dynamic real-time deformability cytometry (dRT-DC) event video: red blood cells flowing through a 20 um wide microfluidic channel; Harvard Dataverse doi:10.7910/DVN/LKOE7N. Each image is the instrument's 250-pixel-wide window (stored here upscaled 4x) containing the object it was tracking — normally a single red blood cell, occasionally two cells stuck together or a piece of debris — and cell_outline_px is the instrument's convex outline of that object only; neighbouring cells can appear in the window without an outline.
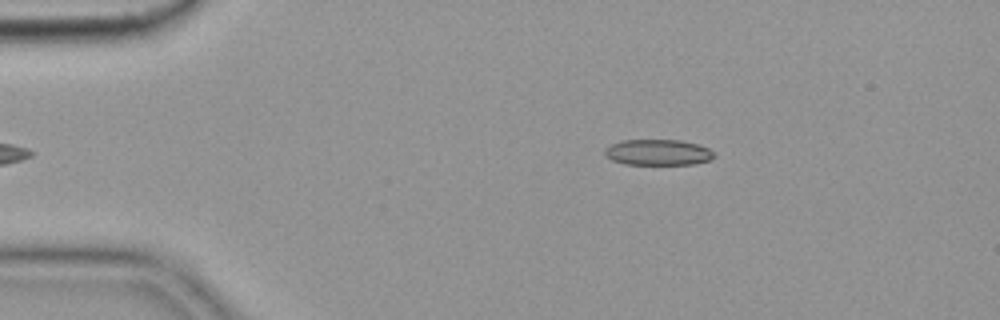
{"species": "common noctule bat (a hibernating species)", "species_latin": "Nyctalus noctula", "temperature_condition": "cold", "stored_images_in_passage": 47, "camera_frame_rate_fps": 3000, "um_per_image_px": 0.085, "animal": {"sex": "female", "body_mass_g": 19.9}, "frame": {"image": 1, "passage_image": 2, "time_ms": 0.333, "image_size_px": [1000, 320], "cell_outline_px": [[716, 156], [712, 160], [692, 164], [624, 164], [612, 160], [604, 152], [604, 148], [612, 144], [624, 140], [680, 140], [696, 144], [708, 148]], "centroid_in_image_um": [55.94, 12.95], "position_along_channel_um": 29.1, "area_um2": 16.36}}
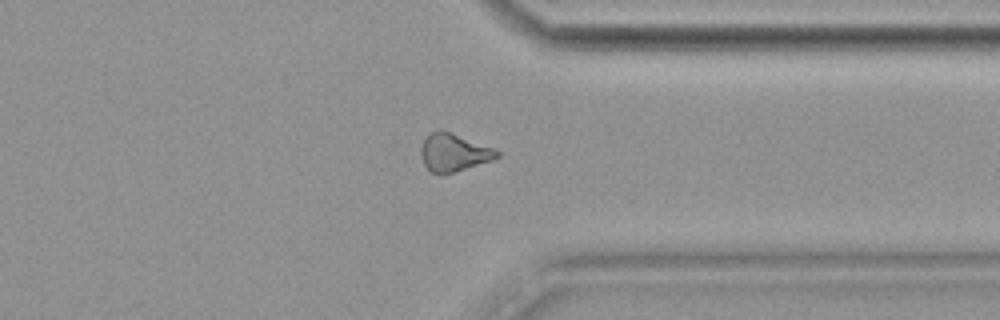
{"frame": {"image": 2, "passage_image": 35, "time_ms": 11.333, "image_size_px": [1000, 320], "cell_outline_px": [[500, 156], [492, 160], [440, 176], [432, 172], [424, 164], [420, 156], [420, 148], [424, 140], [432, 132], [440, 128], [492, 148], [500, 152]], "centroid_in_image_um": [38.53, 12.97], "position_along_channel_um": 372.9, "area_um2": 16.59}}
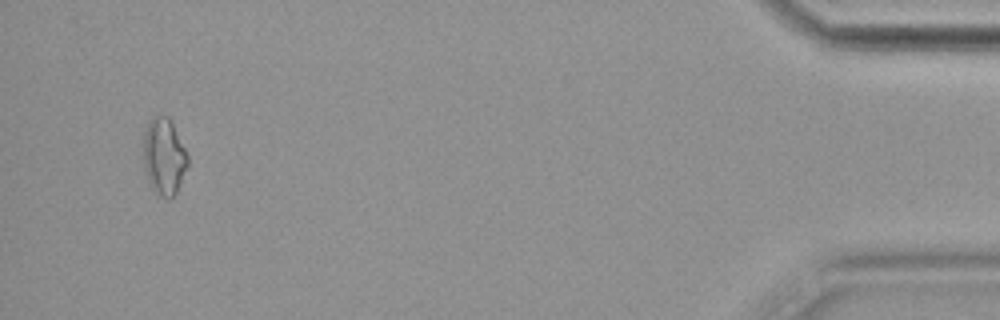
{"frame": {"image": 3, "passage_image": 45, "time_ms": 14.667, "image_size_px": [1000, 320], "cell_outline_px": [[188, 164], [176, 192], [168, 200], [160, 196], [152, 188], [144, 172], [144, 128], [152, 116], [160, 112], [168, 116], [188, 156]], "centroid_in_image_um": [13.91, 13.27], "position_along_channel_um": 421.3, "area_um2": 19.83}}